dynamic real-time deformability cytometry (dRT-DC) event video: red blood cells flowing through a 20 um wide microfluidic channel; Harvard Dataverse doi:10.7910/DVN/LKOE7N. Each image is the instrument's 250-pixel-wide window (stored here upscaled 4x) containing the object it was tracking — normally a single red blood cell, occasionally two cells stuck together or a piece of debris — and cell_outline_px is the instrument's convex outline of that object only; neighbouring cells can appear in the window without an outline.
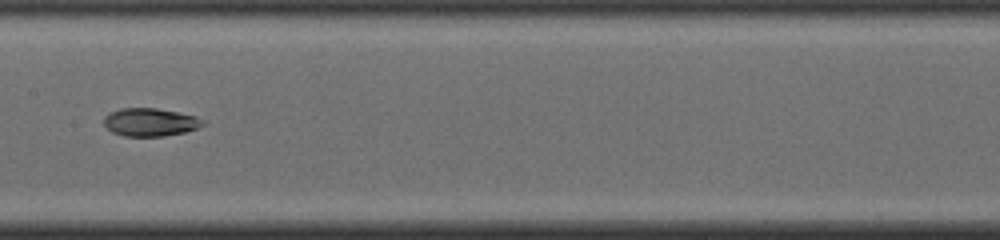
{"species": "common noctule bat (a hibernating species)", "species_latin": "Nyctalus noctula", "temperature_condition": "cold", "stored_images_in_passage": 37, "camera_frame_rate_fps": 3000, "um_per_image_px": 0.085, "animal": {"sex": "male", "body_mass_g": 19.0, "forearm_length_mm": 50.8}, "frame": {"image": 1, "passage_image": 16, "time_ms": 5.0, "image_size_px": [1000, 240], "cell_outline_px": [[204, 124], [196, 128], [184, 132], [164, 136], [124, 136], [112, 132], [104, 124], [104, 116], [120, 108], [156, 108], [196, 116], [204, 120]], "centroid_in_image_um": [12.75, 10.38], "position_along_channel_um": 194.6, "area_um2": 16.01}}
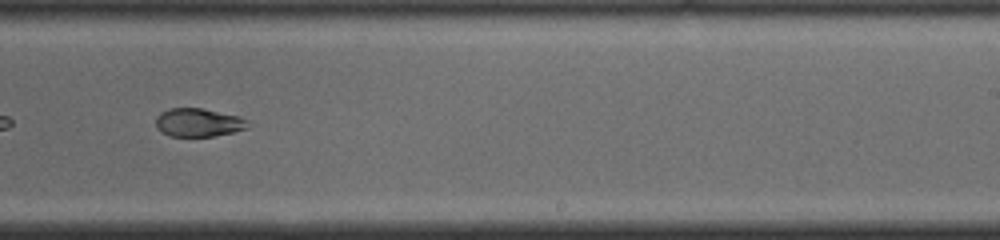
{"frame": {"image": 2, "passage_image": 22, "time_ms": 7.0, "image_size_px": [1000, 240], "cell_outline_px": [[248, 128], [232, 132], [212, 136], [168, 136], [160, 132], [156, 128], [156, 116], [160, 112], [168, 108], [200, 108], [240, 116], [248, 120]], "centroid_in_image_um": [16.82, 10.41], "position_along_channel_um": 272.2, "area_um2": 15.32}, "authors_computed_cell_mechanics": {"area_um2": 17.051, "velocity_mm_per_s": 3.8848, "shape_relaxation_time_tau1_ms": 10.6474, "shape_relaxation_time_tau2_ms": 2.0324, "deformation_change_tau1": 0.1631, "deformation_change_tau2": 0.0829}}